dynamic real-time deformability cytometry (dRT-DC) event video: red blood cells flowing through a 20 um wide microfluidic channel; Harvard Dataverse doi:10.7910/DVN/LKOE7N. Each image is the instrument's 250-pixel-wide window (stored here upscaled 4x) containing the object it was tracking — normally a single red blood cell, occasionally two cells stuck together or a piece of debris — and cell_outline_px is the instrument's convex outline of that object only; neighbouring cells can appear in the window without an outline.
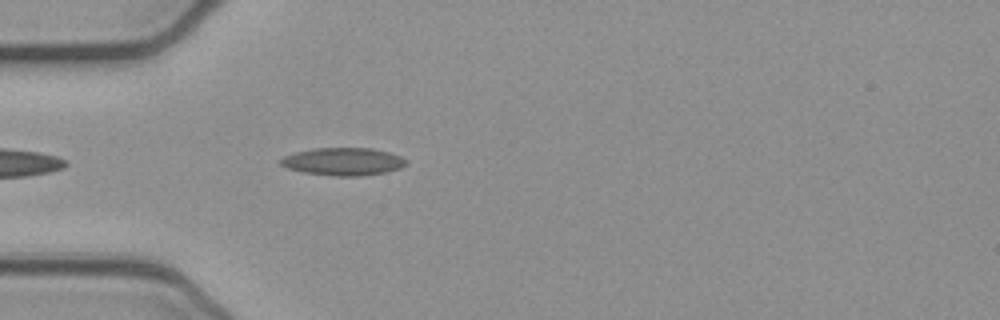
{"species": "common noctule bat (a hibernating species)", "species_latin": "Nyctalus noctula", "temperature_condition": "cold", "stored_images_in_passage": 8, "camera_frame_rate_fps": 3000, "um_per_image_px": 0.085, "animal": {"sex": "female", "body_mass_g": 21.9}, "frame": {"image": 1, "passage_image": 3, "time_ms": 0.667, "image_size_px": [1000, 320], "cell_outline_px": [[408, 164], [400, 168], [384, 172], [360, 176], [336, 176], [304, 172], [288, 168], [280, 164], [280, 160], [284, 156], [296, 152], [316, 148], [372, 148], [388, 152], [400, 156], [408, 160]], "centroid_in_image_um": [29.2, 13.73], "position_along_channel_um": 55.8, "area_um2": 20.11}}